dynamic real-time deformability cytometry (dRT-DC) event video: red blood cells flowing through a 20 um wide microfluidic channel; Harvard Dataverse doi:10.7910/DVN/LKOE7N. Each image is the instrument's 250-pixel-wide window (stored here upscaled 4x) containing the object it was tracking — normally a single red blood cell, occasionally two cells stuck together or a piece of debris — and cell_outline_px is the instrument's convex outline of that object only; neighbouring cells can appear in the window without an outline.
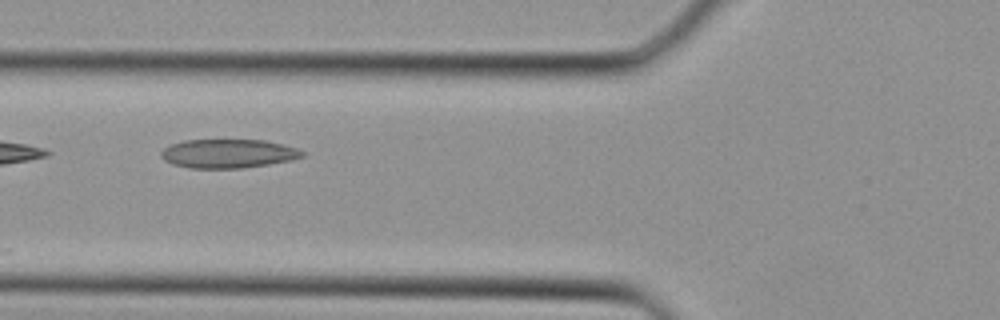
{"species": "Egyptian fruit bat (a non-hibernating species)", "species_latin": "Rousettus aegyptiacus", "temperature_condition": "cold", "stored_images_in_passage": 10, "camera_frame_rate_fps": 3000, "um_per_image_px": 0.085, "animal": {"sex": "female"}, "frame": {"image": 1, "passage_image": 3, "time_ms": 0.667, "image_size_px": [1000, 320], "cell_outline_px": [[304, 156], [292, 160], [244, 168], [188, 168], [172, 164], [164, 160], [160, 156], [160, 152], [164, 148], [172, 144], [184, 140], [264, 140], [296, 148], [304, 152]], "centroid_in_image_um": [19.36, 13.06], "position_along_channel_um": 106.4, "area_um2": 23.7}}
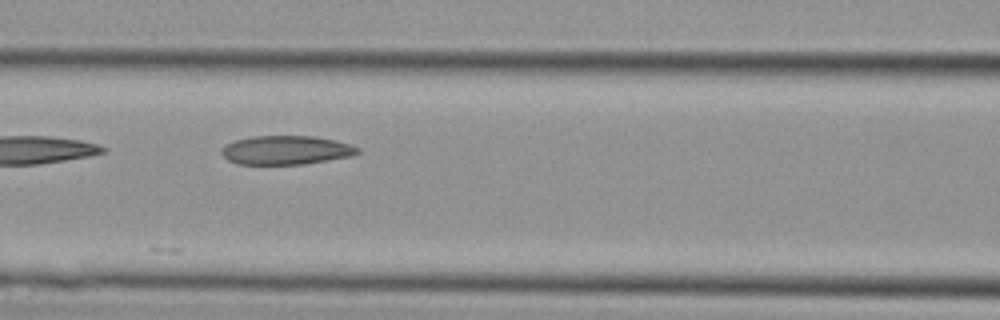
{"frame": {"image": 2, "passage_image": 5, "time_ms": 1.333, "image_size_px": [1000, 320], "cell_outline_px": [[360, 152], [352, 156], [304, 164], [236, 164], [228, 160], [220, 152], [224, 144], [236, 140], [252, 136], [316, 136], [348, 144], [360, 148]], "centroid_in_image_um": [24.29, 12.76], "position_along_channel_um": 142.3, "area_um2": 22.89}}
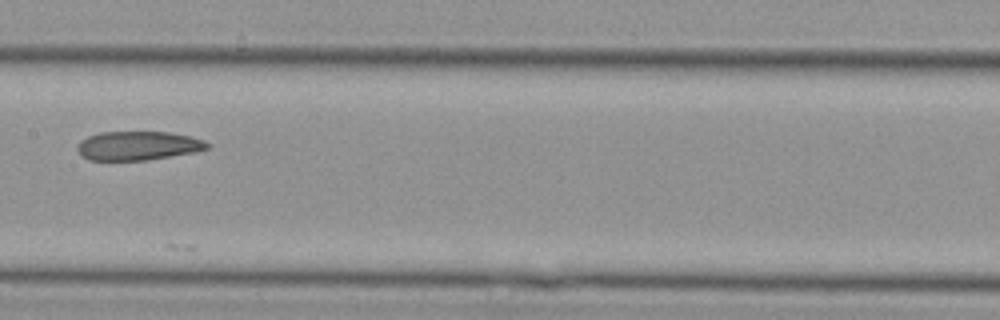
{"frame": {"image": 3, "passage_image": 8, "time_ms": 2.333, "image_size_px": [1000, 320], "cell_outline_px": [[212, 144], [208, 148], [196, 152], [148, 160], [88, 160], [76, 148], [80, 140], [88, 136], [100, 132], [168, 132], [188, 136], [204, 140]], "centroid_in_image_um": [11.75, 12.39], "position_along_channel_um": 195.6, "area_um2": 21.91}}